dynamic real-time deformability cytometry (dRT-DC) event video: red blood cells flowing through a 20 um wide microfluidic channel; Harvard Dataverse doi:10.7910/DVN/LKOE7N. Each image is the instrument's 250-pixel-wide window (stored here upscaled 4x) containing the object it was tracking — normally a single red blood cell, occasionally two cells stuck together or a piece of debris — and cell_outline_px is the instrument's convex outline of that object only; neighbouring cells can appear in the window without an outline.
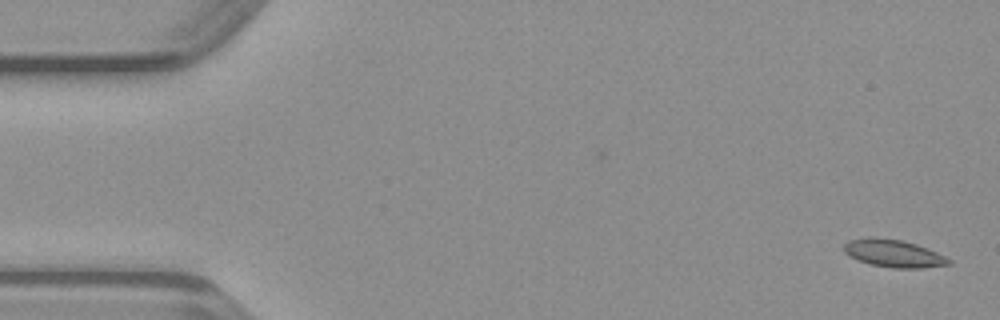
{"species": "common noctule bat (a hibernating species)", "species_latin": "Nyctalus noctula", "temperature_condition": "warm", "stored_images_in_passage": 48, "camera_frame_rate_fps": 3000, "um_per_image_px": 0.085, "animal": {"sex": "male", "body_mass_g": 23.1, "forearm_length_mm": 52.7}, "frame": {"image": 1, "passage_image": 1, "time_ms": 0.0, "image_size_px": [1000, 320], "cell_outline_px": [[952, 264], [924, 268], [892, 268], [872, 264], [848, 256], [844, 252], [844, 244], [848, 240], [868, 236], [872, 236], [900, 240], [916, 244], [928, 248], [952, 260]], "centroid_in_image_um": [75.95, 21.53], "position_along_channel_um": 9.0, "area_um2": 16.94}}
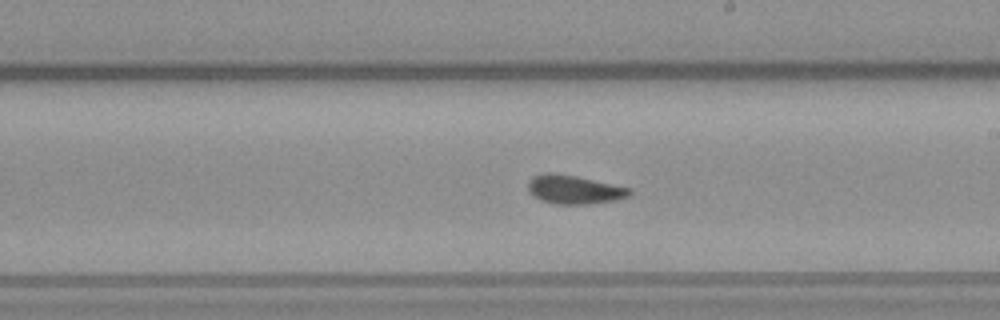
{"frame": {"image": 2, "passage_image": 27, "time_ms": 8.667, "image_size_px": [1000, 320], "cell_outline_px": [[632, 196], [616, 200], [588, 204], [556, 204], [540, 200], [532, 196], [528, 192], [528, 180], [532, 176], [544, 172], [552, 172], [576, 176], [632, 188]], "centroid_in_image_um": [48.79, 16.11], "position_along_channel_um": 240.2, "area_um2": 17.34}}
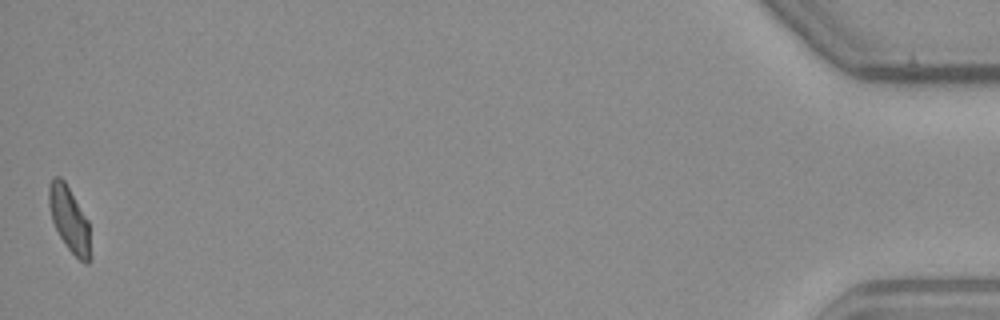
{"frame": {"image": 3, "passage_image": 48, "time_ms": 15.667, "image_size_px": [1000, 320], "cell_outline_px": [[92, 260], [88, 264], [84, 264], [68, 248], [60, 236], [52, 220], [48, 204], [48, 184], [52, 176], [60, 176], [64, 180], [88, 220], [92, 256]], "centroid_in_image_um": [5.91, 18.65], "position_along_channel_um": 429.3, "area_um2": 16.01}}